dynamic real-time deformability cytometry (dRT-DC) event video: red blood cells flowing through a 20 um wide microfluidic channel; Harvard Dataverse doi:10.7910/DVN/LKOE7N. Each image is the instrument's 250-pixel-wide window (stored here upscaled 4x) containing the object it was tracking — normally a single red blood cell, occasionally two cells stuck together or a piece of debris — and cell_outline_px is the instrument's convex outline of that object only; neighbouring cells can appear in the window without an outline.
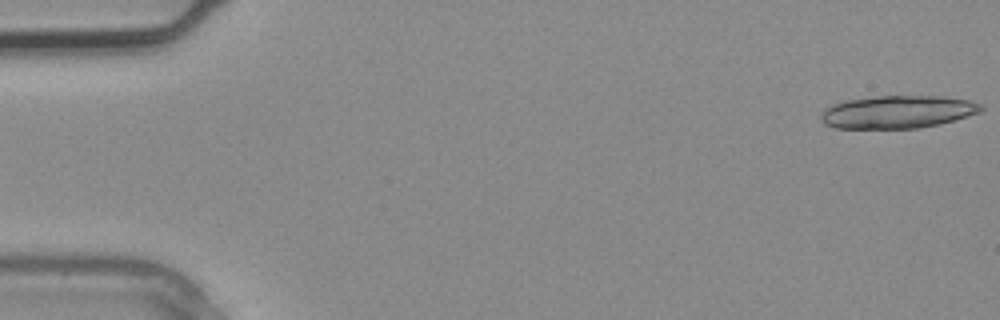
{"species": "common noctule bat (a hibernating species)", "species_latin": "Nyctalus noctula", "temperature_condition": "warm", "stored_images_in_passage": 3, "camera_frame_rate_fps": 3000, "um_per_image_px": 0.085, "animal": {"sex": "male", "body_mass_g": 20.4}, "frame": {"image": 1, "passage_image": 1, "time_ms": 0.0, "image_size_px": [1000, 320], "cell_outline_px": [[984, 108], [980, 112], [940, 124], [920, 128], [836, 128], [824, 124], [820, 120], [820, 112], [824, 108], [832, 104], [848, 100], [876, 96], [944, 96], [968, 100], [984, 104]], "centroid_in_image_um": [76.29, 9.51], "position_along_channel_um": 8.7, "area_um2": 30.75}}